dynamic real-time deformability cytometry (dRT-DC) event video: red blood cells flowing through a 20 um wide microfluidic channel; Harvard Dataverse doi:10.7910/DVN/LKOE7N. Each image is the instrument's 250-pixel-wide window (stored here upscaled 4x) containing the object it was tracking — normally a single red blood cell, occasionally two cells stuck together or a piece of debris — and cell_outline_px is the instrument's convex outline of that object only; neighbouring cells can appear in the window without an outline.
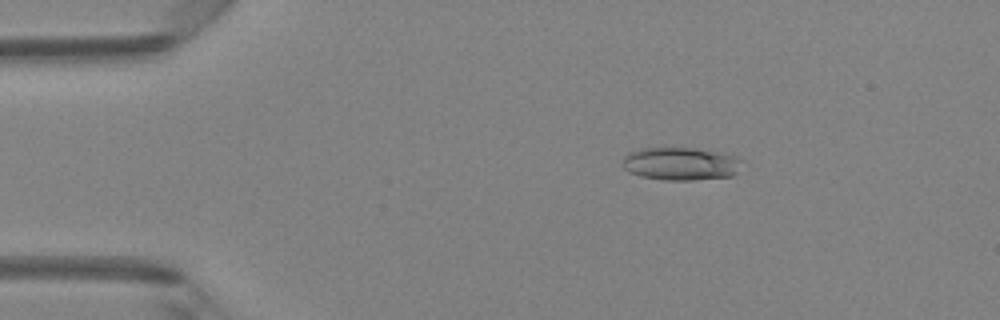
{"species": "Egyptian fruit bat (a non-hibernating species)", "species_latin": "Rousettus aegyptiacus", "temperature_condition": "room temperature", "stored_images_in_passage": 44, "camera_frame_rate_fps": 3000, "um_per_image_px": 0.085, "animal": {"sex": "female"}, "frame": {"image": 1, "passage_image": 4, "time_ms": 1.0, "image_size_px": [1000, 320], "cell_outline_px": [[744, 160], [736, 172], [732, 176], [692, 180], [664, 180], [640, 176], [628, 172], [620, 164], [624, 156], [628, 152], [644, 148], [692, 148], [724, 152], [736, 156]], "centroid_in_image_um": [57.85, 13.91], "position_along_channel_um": 27.1, "area_um2": 23.24}}
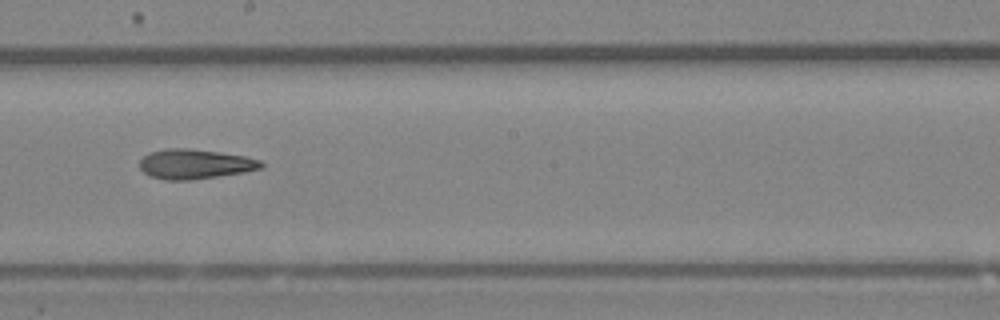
{"frame": {"image": 2, "passage_image": 23, "time_ms": 7.333, "image_size_px": [1000, 320], "cell_outline_px": [[264, 168], [244, 172], [192, 180], [164, 180], [148, 176], [140, 168], [140, 160], [144, 156], [152, 152], [164, 148], [188, 148], [220, 152], [244, 156], [260, 160], [264, 164]], "centroid_in_image_um": [16.57, 13.95], "position_along_channel_um": 231.6, "area_um2": 21.15}}
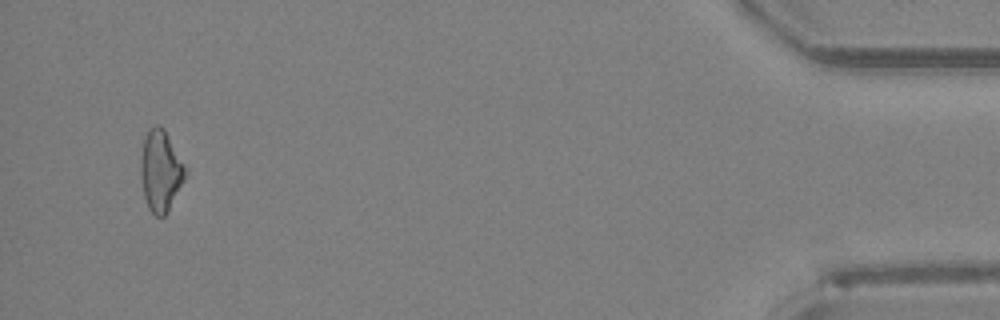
{"frame": {"image": 3, "passage_image": 42, "time_ms": 13.667, "image_size_px": [1000, 320], "cell_outline_px": [[188, 172], [168, 212], [164, 216], [156, 216], [148, 208], [144, 196], [140, 176], [140, 160], [144, 136], [148, 128], [156, 124], [160, 124], [164, 128], [184, 164]], "centroid_in_image_um": [13.64, 14.49], "position_along_channel_um": 421.6, "area_um2": 21.33}, "authors_computed_cell_mechanics": {"area_um2": 21.0103, "velocity_mm_per_s": 4.2437, "shape_relaxation_time_tau1_ms": 5.0351, "shape_relaxation_time_tau2_ms": 4.8406, "deformation_change_tau1": 0.1515, "deformation_change_tau2": 0.1813}}